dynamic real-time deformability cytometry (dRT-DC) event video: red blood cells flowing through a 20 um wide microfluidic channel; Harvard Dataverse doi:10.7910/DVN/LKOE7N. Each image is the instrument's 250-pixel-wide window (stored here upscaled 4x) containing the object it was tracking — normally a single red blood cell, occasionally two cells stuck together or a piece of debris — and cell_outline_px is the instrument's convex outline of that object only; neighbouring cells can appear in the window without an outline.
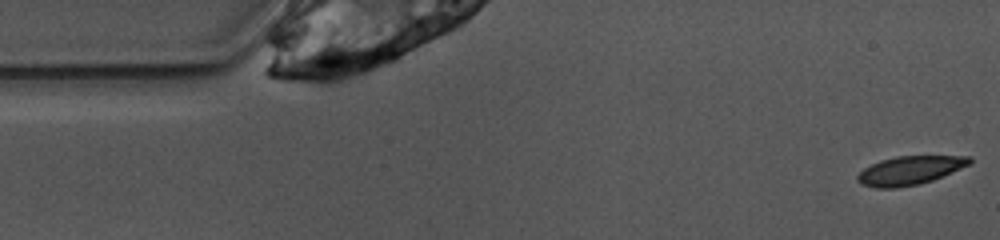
{"species": "common noctule bat (a hibernating species)", "species_latin": "Nyctalus noctula", "temperature_condition": "warm", "stored_images_in_passage": 9, "camera_frame_rate_fps": 3000, "um_per_image_px": 0.085, "animal": {"sex": "female", "body_mass_g": 10.0, "forearm_length_mm": 53.1}, "frame": {"image": 1, "passage_image": 1, "time_ms": 0.0, "image_size_px": [1000, 240], "cell_outline_px": [[972, 160], [968, 164], [932, 180], [920, 184], [896, 188], [876, 188], [860, 184], [856, 180], [856, 176], [864, 168], [880, 160], [896, 156], [972, 156]], "centroid_in_image_um": [77.27, 14.49], "position_along_channel_um": 7.7, "area_um2": 18.55}}